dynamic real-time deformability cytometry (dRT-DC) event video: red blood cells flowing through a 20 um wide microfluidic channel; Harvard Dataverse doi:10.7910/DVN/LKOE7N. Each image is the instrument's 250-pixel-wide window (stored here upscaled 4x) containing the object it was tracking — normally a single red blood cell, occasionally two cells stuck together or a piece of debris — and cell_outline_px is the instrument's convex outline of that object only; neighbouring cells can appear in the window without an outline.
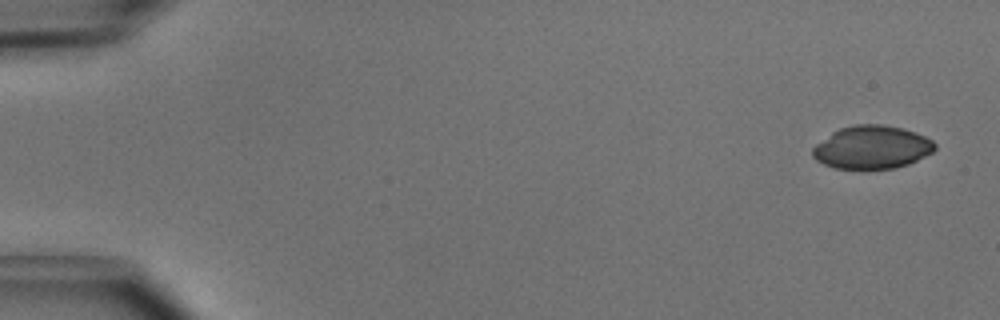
{"species": "common noctule bat (a hibernating species)", "species_latin": "Nyctalus noctula", "temperature_condition": "cold", "stored_images_in_passage": 4, "camera_frame_rate_fps": 3000, "um_per_image_px": 0.085, "animal": {"sex": "male", "body_mass_g": 15.6}, "frame": {"image": 1, "passage_image": 1, "time_ms": 0.0, "image_size_px": [1000, 320], "cell_outline_px": [[936, 148], [932, 152], [908, 164], [892, 168], [832, 168], [816, 160], [812, 156], [812, 148], [816, 144], [832, 132], [840, 128], [856, 124], [880, 124], [900, 128], [916, 132], [932, 140], [936, 144]], "centroid_in_image_um": [74.09, 12.51], "position_along_channel_um": 10.9, "area_um2": 30.46}}
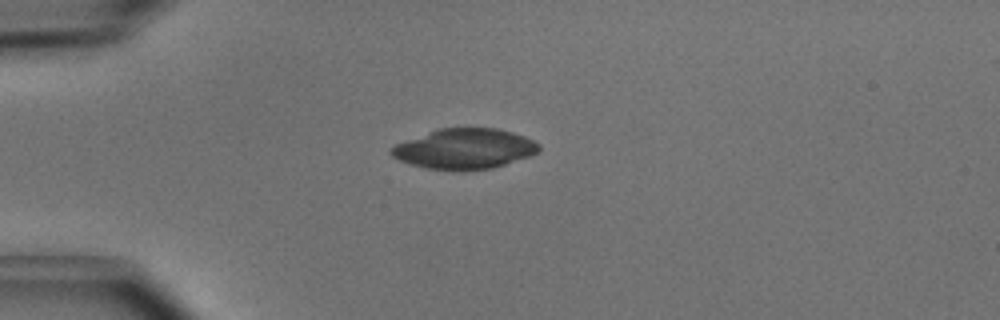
{"frame": {"image": 2, "passage_image": 4, "time_ms": 1.0, "image_size_px": [1000, 320], "cell_outline_px": [[540, 152], [532, 156], [492, 168], [424, 168], [408, 164], [392, 156], [388, 152], [388, 148], [396, 144], [440, 128], [496, 128], [512, 132], [524, 136], [540, 144]], "centroid_in_image_um": [39.5, 12.63], "position_along_channel_um": 45.5, "area_um2": 34.1}}